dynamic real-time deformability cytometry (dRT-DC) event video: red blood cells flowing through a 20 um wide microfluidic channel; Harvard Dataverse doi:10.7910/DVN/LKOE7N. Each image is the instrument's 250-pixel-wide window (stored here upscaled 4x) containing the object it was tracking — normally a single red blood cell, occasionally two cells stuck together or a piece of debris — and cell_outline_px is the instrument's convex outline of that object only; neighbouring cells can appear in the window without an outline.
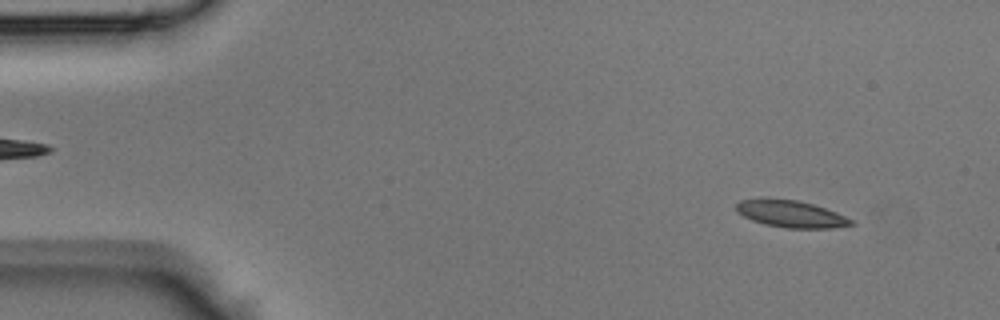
{"species": "Egyptian fruit bat (a non-hibernating species)", "species_latin": "Rousettus aegyptiacus", "temperature_condition": "room temperature", "stored_images_in_passage": 43, "camera_frame_rate_fps": 3000, "um_per_image_px": 0.085, "animal": {"sex": "male"}, "frame": {"image": 1, "passage_image": 4, "time_ms": 1.0, "image_size_px": [1000, 320], "cell_outline_px": [[856, 224], [832, 228], [788, 228], [764, 224], [752, 220], [736, 212], [736, 204], [740, 200], [796, 200], [812, 204], [836, 212], [852, 220]], "centroid_in_image_um": [67.25, 18.21], "position_along_channel_um": 17.7, "area_um2": 17.51}}
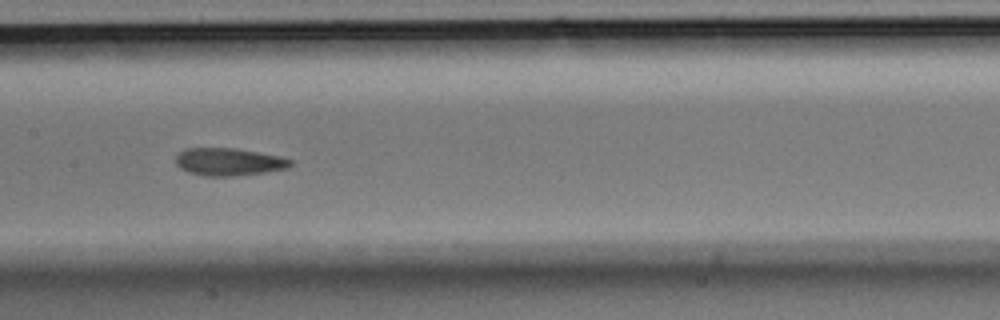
{"frame": {"image": 2, "passage_image": 21, "time_ms": 6.667, "image_size_px": [1000, 320], "cell_outline_px": [[292, 164], [288, 168], [264, 172], [228, 176], [204, 176], [180, 168], [176, 164], [176, 156], [180, 152], [188, 148], [236, 148], [280, 156], [292, 160]], "centroid_in_image_um": [19.46, 13.74], "position_along_channel_um": 187.9, "area_um2": 18.21}}
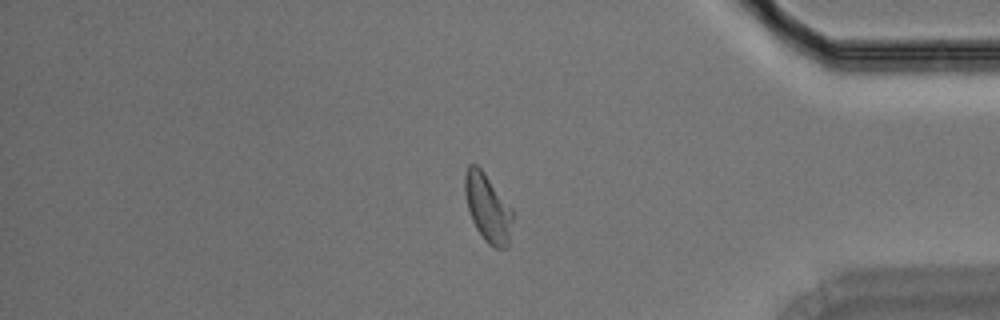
{"frame": {"image": 3, "passage_image": 36, "time_ms": 11.667, "image_size_px": [1000, 320], "cell_outline_px": [[512, 220], [508, 248], [492, 248], [484, 240], [476, 228], [472, 220], [468, 208], [464, 192], [464, 172], [468, 164], [476, 164], [484, 172], [512, 208]], "centroid_in_image_um": [41.44, 17.67], "position_along_channel_um": 393.8, "area_um2": 19.02}}